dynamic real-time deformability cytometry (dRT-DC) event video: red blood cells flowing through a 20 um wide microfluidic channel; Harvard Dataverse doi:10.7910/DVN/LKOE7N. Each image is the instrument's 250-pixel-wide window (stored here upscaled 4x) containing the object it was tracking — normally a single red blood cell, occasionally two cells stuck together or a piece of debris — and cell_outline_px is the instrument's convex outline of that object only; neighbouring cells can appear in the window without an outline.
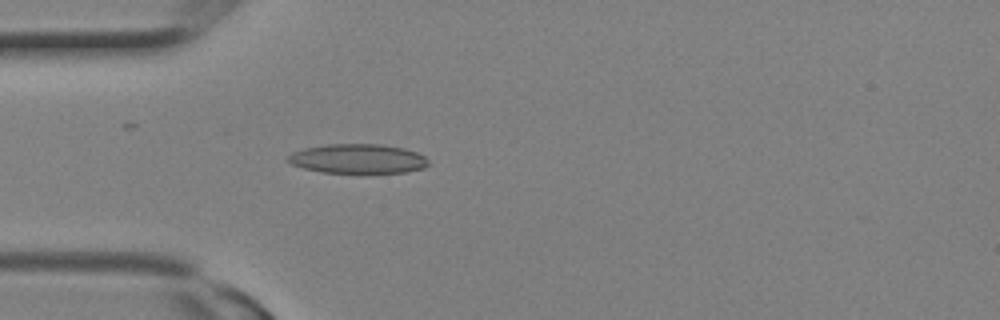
{"species": "Egyptian fruit bat (a non-hibernating species)", "species_latin": "Rousettus aegyptiacus", "temperature_condition": "room temperature", "stored_images_in_passage": 3, "camera_frame_rate_fps": 3000, "um_per_image_px": 0.085, "animal": {"sex": "female"}, "frame": {"image": 1, "passage_image": 3, "time_ms": 0.667, "image_size_px": [1000, 320], "cell_outline_px": [[432, 164], [424, 168], [408, 172], [320, 172], [304, 168], [292, 164], [284, 160], [292, 152], [304, 148], [328, 144], [380, 144], [404, 148], [416, 152], [424, 156]], "centroid_in_image_um": [30.43, 13.49], "position_along_channel_um": 54.6, "area_um2": 24.1}}